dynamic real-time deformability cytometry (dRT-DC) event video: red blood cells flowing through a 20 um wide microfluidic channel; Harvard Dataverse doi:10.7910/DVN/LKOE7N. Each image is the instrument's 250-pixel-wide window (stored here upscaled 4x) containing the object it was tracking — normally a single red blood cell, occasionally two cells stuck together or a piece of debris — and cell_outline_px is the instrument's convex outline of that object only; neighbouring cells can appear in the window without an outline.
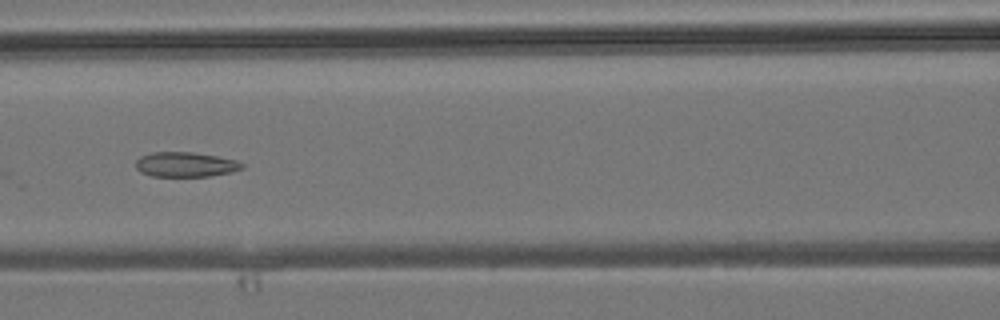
{"species": "common noctule bat (a hibernating species)", "species_latin": "Nyctalus noctula", "temperature_condition": "room temperature", "stored_images_in_passage": 8, "camera_frame_rate_fps": 3000, "um_per_image_px": 0.085, "animal": {"sex": "male", "body_mass_g": 19.2, "forearm_length_mm": 51.8}, "frame": {"image": 1, "passage_image": 8, "time_ms": 8.0, "image_size_px": [1000, 320], "cell_outline_px": [[244, 168], [232, 172], [208, 176], [152, 176], [140, 172], [136, 168], [136, 160], [140, 156], [152, 152], [192, 152], [216, 156], [236, 160], [244, 164]], "centroid_in_image_um": [15.76, 13.98], "position_along_channel_um": 150.8, "area_um2": 15.37}}